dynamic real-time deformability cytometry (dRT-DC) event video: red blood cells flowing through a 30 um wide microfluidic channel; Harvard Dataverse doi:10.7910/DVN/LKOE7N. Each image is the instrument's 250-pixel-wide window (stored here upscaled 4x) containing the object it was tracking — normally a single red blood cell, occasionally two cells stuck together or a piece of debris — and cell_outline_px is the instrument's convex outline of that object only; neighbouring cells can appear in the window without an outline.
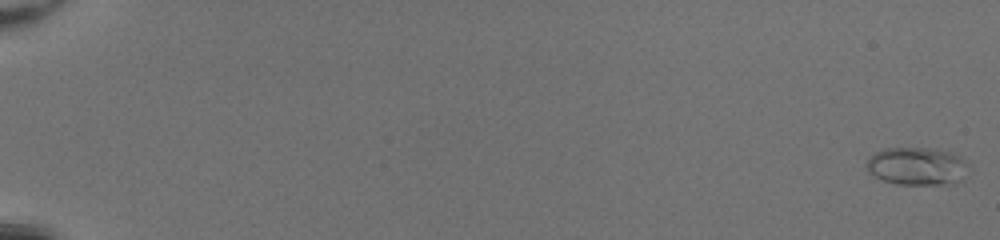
{"species": "common noctule bat (a hibernating species)", "species_latin": "Nyctalus noctula", "temperature_condition": "room temperature", "stored_images_in_passage": 51, "camera_frame_rate_fps": 3000, "um_per_image_px": 0.085, "animal": {"sex": "female", "body_mass_g": 20.0, "forearm_length_mm": 54.0}, "frame": {"image": 1, "passage_image": 1, "time_ms": 0.0, "image_size_px": [1000, 240], "cell_outline_px": [[968, 164], [960, 180], [956, 184], [896, 184], [884, 180], [876, 176], [868, 168], [868, 160], [876, 152], [884, 148], [928, 148], [948, 152], [960, 156]], "centroid_in_image_um": [77.97, 14.13], "position_along_channel_um": 7.0, "area_um2": 21.96}}
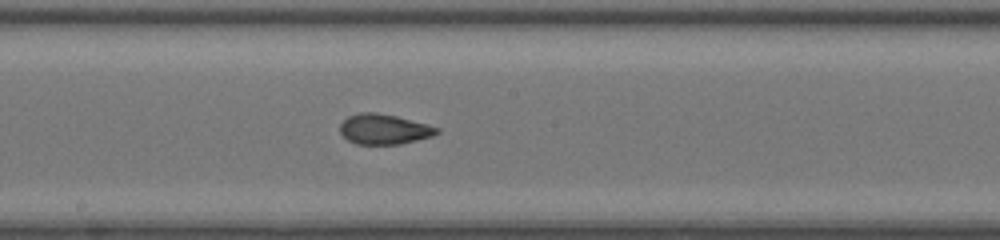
{"frame": {"image": 2, "passage_image": 31, "time_ms": 10.0, "image_size_px": [1000, 240], "cell_outline_px": [[440, 132], [432, 136], [400, 144], [356, 144], [348, 140], [340, 132], [340, 124], [348, 116], [360, 112], [376, 112], [396, 116], [428, 124], [440, 128]], "centroid_in_image_um": [32.65, 10.97], "position_along_channel_um": 215.6, "area_um2": 17.05}}
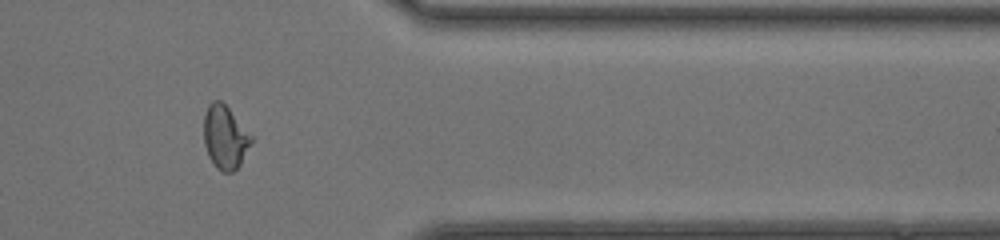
{"frame": {"image": 3, "passage_image": 44, "time_ms": 14.333, "image_size_px": [1000, 240], "cell_outline_px": [[252, 140], [240, 164], [232, 172], [224, 172], [216, 168], [208, 156], [204, 144], [204, 116], [208, 104], [212, 100], [220, 100], [228, 108], [252, 136]], "centroid_in_image_um": [19.1, 11.66], "position_along_channel_um": 392.3, "area_um2": 17.28}, "authors_computed_cell_mechanics": {"area_um2": 17.5134, "velocity_mm_per_s": 4.2992, "shape_relaxation_time_tau1_ms": 9.5287, "shape_relaxation_time_tau2_ms": 0.8277, "deformation_change_tau1": 0.2913, "deformation_change_tau2": 0.0675}}